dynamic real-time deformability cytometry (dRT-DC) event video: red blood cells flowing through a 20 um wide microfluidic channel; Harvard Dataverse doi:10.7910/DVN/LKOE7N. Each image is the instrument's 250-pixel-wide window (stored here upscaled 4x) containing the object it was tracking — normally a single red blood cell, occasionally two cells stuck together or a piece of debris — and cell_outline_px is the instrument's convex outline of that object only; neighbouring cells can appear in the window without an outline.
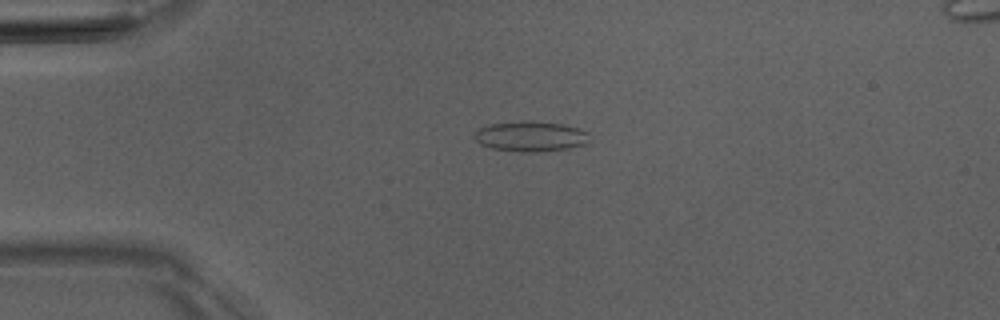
{"species": "Egyptian fruit bat (a non-hibernating species)", "species_latin": "Rousettus aegyptiacus", "temperature_condition": "room temperature", "stored_images_in_passage": 3, "camera_frame_rate_fps": 3000, "um_per_image_px": 0.085, "animal": {"sex": "male"}, "frame": {"image": 1, "passage_image": 2, "time_ms": 1.333, "image_size_px": [1000, 320], "cell_outline_px": [[588, 144], [568, 148], [536, 152], [520, 152], [492, 148], [480, 144], [472, 136], [480, 128], [488, 124], [560, 124], [576, 128], [588, 132]], "centroid_in_image_um": [45.1, 11.65], "position_along_channel_um": 39.9, "area_um2": 19.19}}